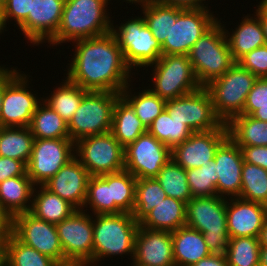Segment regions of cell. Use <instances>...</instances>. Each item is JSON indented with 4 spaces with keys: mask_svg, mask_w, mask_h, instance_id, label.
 <instances>
[{
    "mask_svg": "<svg viewBox=\"0 0 267 266\" xmlns=\"http://www.w3.org/2000/svg\"><path fill=\"white\" fill-rule=\"evenodd\" d=\"M10 232L23 244L51 257L60 266H66L55 224L43 221L28 211L11 219Z\"/></svg>",
    "mask_w": 267,
    "mask_h": 266,
    "instance_id": "4fadbf2b",
    "label": "cell"
},
{
    "mask_svg": "<svg viewBox=\"0 0 267 266\" xmlns=\"http://www.w3.org/2000/svg\"><path fill=\"white\" fill-rule=\"evenodd\" d=\"M108 3V0H65L57 33L48 42L50 46L111 32L114 23L107 13Z\"/></svg>",
    "mask_w": 267,
    "mask_h": 266,
    "instance_id": "7a4b0ae2",
    "label": "cell"
},
{
    "mask_svg": "<svg viewBox=\"0 0 267 266\" xmlns=\"http://www.w3.org/2000/svg\"><path fill=\"white\" fill-rule=\"evenodd\" d=\"M175 266H192L211 254L203 234L187 226L171 232Z\"/></svg>",
    "mask_w": 267,
    "mask_h": 266,
    "instance_id": "484cf974",
    "label": "cell"
},
{
    "mask_svg": "<svg viewBox=\"0 0 267 266\" xmlns=\"http://www.w3.org/2000/svg\"><path fill=\"white\" fill-rule=\"evenodd\" d=\"M260 247H267V219L265 220L259 234Z\"/></svg>",
    "mask_w": 267,
    "mask_h": 266,
    "instance_id": "6f0895ef",
    "label": "cell"
},
{
    "mask_svg": "<svg viewBox=\"0 0 267 266\" xmlns=\"http://www.w3.org/2000/svg\"><path fill=\"white\" fill-rule=\"evenodd\" d=\"M259 266H267V247H260Z\"/></svg>",
    "mask_w": 267,
    "mask_h": 266,
    "instance_id": "680465c9",
    "label": "cell"
},
{
    "mask_svg": "<svg viewBox=\"0 0 267 266\" xmlns=\"http://www.w3.org/2000/svg\"><path fill=\"white\" fill-rule=\"evenodd\" d=\"M257 7L258 8L255 9L256 10L255 13L260 19V23L263 28V33L265 35V39L267 42V9L261 3Z\"/></svg>",
    "mask_w": 267,
    "mask_h": 266,
    "instance_id": "db71d44e",
    "label": "cell"
},
{
    "mask_svg": "<svg viewBox=\"0 0 267 266\" xmlns=\"http://www.w3.org/2000/svg\"><path fill=\"white\" fill-rule=\"evenodd\" d=\"M241 181L242 187L239 198L267 206V170L243 162Z\"/></svg>",
    "mask_w": 267,
    "mask_h": 266,
    "instance_id": "ab89813d",
    "label": "cell"
},
{
    "mask_svg": "<svg viewBox=\"0 0 267 266\" xmlns=\"http://www.w3.org/2000/svg\"><path fill=\"white\" fill-rule=\"evenodd\" d=\"M260 243L255 237L230 238L225 251L229 266H259Z\"/></svg>",
    "mask_w": 267,
    "mask_h": 266,
    "instance_id": "b9f144b4",
    "label": "cell"
},
{
    "mask_svg": "<svg viewBox=\"0 0 267 266\" xmlns=\"http://www.w3.org/2000/svg\"><path fill=\"white\" fill-rule=\"evenodd\" d=\"M257 77L236 62L221 77L211 81L205 88L212 99L216 116L227 124L241 115L248 93Z\"/></svg>",
    "mask_w": 267,
    "mask_h": 266,
    "instance_id": "8992f818",
    "label": "cell"
},
{
    "mask_svg": "<svg viewBox=\"0 0 267 266\" xmlns=\"http://www.w3.org/2000/svg\"><path fill=\"white\" fill-rule=\"evenodd\" d=\"M167 197L187 203L193 196L187 182L186 170L172 158L162 167L155 177Z\"/></svg>",
    "mask_w": 267,
    "mask_h": 266,
    "instance_id": "d590c367",
    "label": "cell"
},
{
    "mask_svg": "<svg viewBox=\"0 0 267 266\" xmlns=\"http://www.w3.org/2000/svg\"><path fill=\"white\" fill-rule=\"evenodd\" d=\"M215 171L218 176L217 195L227 198L239 197L242 187L241 172L243 156L240 147L228 137L215 155Z\"/></svg>",
    "mask_w": 267,
    "mask_h": 266,
    "instance_id": "7402d4cb",
    "label": "cell"
},
{
    "mask_svg": "<svg viewBox=\"0 0 267 266\" xmlns=\"http://www.w3.org/2000/svg\"><path fill=\"white\" fill-rule=\"evenodd\" d=\"M51 92V96L42 98L51 109L57 112L67 123L79 107L83 96L88 92L67 78Z\"/></svg>",
    "mask_w": 267,
    "mask_h": 266,
    "instance_id": "d6a6232c",
    "label": "cell"
},
{
    "mask_svg": "<svg viewBox=\"0 0 267 266\" xmlns=\"http://www.w3.org/2000/svg\"><path fill=\"white\" fill-rule=\"evenodd\" d=\"M130 86L129 83L120 94L132 106L144 127L148 129L153 120L165 109L166 100L154 94L150 88L137 92L135 95L129 88Z\"/></svg>",
    "mask_w": 267,
    "mask_h": 266,
    "instance_id": "836d02e7",
    "label": "cell"
},
{
    "mask_svg": "<svg viewBox=\"0 0 267 266\" xmlns=\"http://www.w3.org/2000/svg\"><path fill=\"white\" fill-rule=\"evenodd\" d=\"M147 132L132 106L120 96L114 106L111 133L125 148Z\"/></svg>",
    "mask_w": 267,
    "mask_h": 266,
    "instance_id": "f1b7e54d",
    "label": "cell"
},
{
    "mask_svg": "<svg viewBox=\"0 0 267 266\" xmlns=\"http://www.w3.org/2000/svg\"><path fill=\"white\" fill-rule=\"evenodd\" d=\"M165 109L172 119L183 122L193 132L215 130L223 124L214 112L212 99L205 87L184 96L166 100Z\"/></svg>",
    "mask_w": 267,
    "mask_h": 266,
    "instance_id": "9a60e30c",
    "label": "cell"
},
{
    "mask_svg": "<svg viewBox=\"0 0 267 266\" xmlns=\"http://www.w3.org/2000/svg\"><path fill=\"white\" fill-rule=\"evenodd\" d=\"M133 262L143 266H175L171 232L139 226Z\"/></svg>",
    "mask_w": 267,
    "mask_h": 266,
    "instance_id": "44dd1931",
    "label": "cell"
},
{
    "mask_svg": "<svg viewBox=\"0 0 267 266\" xmlns=\"http://www.w3.org/2000/svg\"><path fill=\"white\" fill-rule=\"evenodd\" d=\"M118 45L123 53L127 66L134 70L137 67H148L162 56V46L153 37L143 16L128 19L120 26L112 25Z\"/></svg>",
    "mask_w": 267,
    "mask_h": 266,
    "instance_id": "ba28073f",
    "label": "cell"
},
{
    "mask_svg": "<svg viewBox=\"0 0 267 266\" xmlns=\"http://www.w3.org/2000/svg\"><path fill=\"white\" fill-rule=\"evenodd\" d=\"M186 225V203L166 197L150 210L139 226L152 230L175 231Z\"/></svg>",
    "mask_w": 267,
    "mask_h": 266,
    "instance_id": "4316f807",
    "label": "cell"
},
{
    "mask_svg": "<svg viewBox=\"0 0 267 266\" xmlns=\"http://www.w3.org/2000/svg\"><path fill=\"white\" fill-rule=\"evenodd\" d=\"M147 131L171 149L193 133L183 122L172 119L166 109L153 120Z\"/></svg>",
    "mask_w": 267,
    "mask_h": 266,
    "instance_id": "74e56055",
    "label": "cell"
},
{
    "mask_svg": "<svg viewBox=\"0 0 267 266\" xmlns=\"http://www.w3.org/2000/svg\"><path fill=\"white\" fill-rule=\"evenodd\" d=\"M0 266H6V232L0 233Z\"/></svg>",
    "mask_w": 267,
    "mask_h": 266,
    "instance_id": "11a10c76",
    "label": "cell"
},
{
    "mask_svg": "<svg viewBox=\"0 0 267 266\" xmlns=\"http://www.w3.org/2000/svg\"><path fill=\"white\" fill-rule=\"evenodd\" d=\"M90 177L91 175L87 169L74 157L51 177L44 186L68 201L76 209H83Z\"/></svg>",
    "mask_w": 267,
    "mask_h": 266,
    "instance_id": "603a6c76",
    "label": "cell"
},
{
    "mask_svg": "<svg viewBox=\"0 0 267 266\" xmlns=\"http://www.w3.org/2000/svg\"><path fill=\"white\" fill-rule=\"evenodd\" d=\"M6 25H5V20H4V6L3 2L0 1V34L6 31Z\"/></svg>",
    "mask_w": 267,
    "mask_h": 266,
    "instance_id": "91938a15",
    "label": "cell"
},
{
    "mask_svg": "<svg viewBox=\"0 0 267 266\" xmlns=\"http://www.w3.org/2000/svg\"><path fill=\"white\" fill-rule=\"evenodd\" d=\"M125 168L136 179L155 178L171 159V148L148 131L124 148Z\"/></svg>",
    "mask_w": 267,
    "mask_h": 266,
    "instance_id": "2e32d148",
    "label": "cell"
},
{
    "mask_svg": "<svg viewBox=\"0 0 267 266\" xmlns=\"http://www.w3.org/2000/svg\"><path fill=\"white\" fill-rule=\"evenodd\" d=\"M244 162L267 170V146H239Z\"/></svg>",
    "mask_w": 267,
    "mask_h": 266,
    "instance_id": "681fc988",
    "label": "cell"
},
{
    "mask_svg": "<svg viewBox=\"0 0 267 266\" xmlns=\"http://www.w3.org/2000/svg\"><path fill=\"white\" fill-rule=\"evenodd\" d=\"M77 209L56 224L66 266H93V216Z\"/></svg>",
    "mask_w": 267,
    "mask_h": 266,
    "instance_id": "8fae6325",
    "label": "cell"
},
{
    "mask_svg": "<svg viewBox=\"0 0 267 266\" xmlns=\"http://www.w3.org/2000/svg\"><path fill=\"white\" fill-rule=\"evenodd\" d=\"M34 140L29 127H0V156L13 158L27 165Z\"/></svg>",
    "mask_w": 267,
    "mask_h": 266,
    "instance_id": "4dcf8cb0",
    "label": "cell"
},
{
    "mask_svg": "<svg viewBox=\"0 0 267 266\" xmlns=\"http://www.w3.org/2000/svg\"><path fill=\"white\" fill-rule=\"evenodd\" d=\"M85 207L90 208L93 211L92 214L94 213L93 215L114 214V200H112L111 193V173L90 177L83 210Z\"/></svg>",
    "mask_w": 267,
    "mask_h": 266,
    "instance_id": "8d00e7d4",
    "label": "cell"
},
{
    "mask_svg": "<svg viewBox=\"0 0 267 266\" xmlns=\"http://www.w3.org/2000/svg\"><path fill=\"white\" fill-rule=\"evenodd\" d=\"M18 72L4 87L0 127H29L32 115L43 101L29 91V77Z\"/></svg>",
    "mask_w": 267,
    "mask_h": 266,
    "instance_id": "e0dca14e",
    "label": "cell"
},
{
    "mask_svg": "<svg viewBox=\"0 0 267 266\" xmlns=\"http://www.w3.org/2000/svg\"><path fill=\"white\" fill-rule=\"evenodd\" d=\"M17 176H27L26 164L13 158L0 156V183Z\"/></svg>",
    "mask_w": 267,
    "mask_h": 266,
    "instance_id": "c3c4849f",
    "label": "cell"
},
{
    "mask_svg": "<svg viewBox=\"0 0 267 266\" xmlns=\"http://www.w3.org/2000/svg\"><path fill=\"white\" fill-rule=\"evenodd\" d=\"M7 266H60L51 257L20 242L10 231L6 232Z\"/></svg>",
    "mask_w": 267,
    "mask_h": 266,
    "instance_id": "e575fe53",
    "label": "cell"
},
{
    "mask_svg": "<svg viewBox=\"0 0 267 266\" xmlns=\"http://www.w3.org/2000/svg\"><path fill=\"white\" fill-rule=\"evenodd\" d=\"M192 266H229L225 253L223 254H213L202 258L197 263Z\"/></svg>",
    "mask_w": 267,
    "mask_h": 266,
    "instance_id": "f5cc1de1",
    "label": "cell"
},
{
    "mask_svg": "<svg viewBox=\"0 0 267 266\" xmlns=\"http://www.w3.org/2000/svg\"><path fill=\"white\" fill-rule=\"evenodd\" d=\"M228 136L238 146H267V122L251 115H238L227 124Z\"/></svg>",
    "mask_w": 267,
    "mask_h": 266,
    "instance_id": "f546056e",
    "label": "cell"
},
{
    "mask_svg": "<svg viewBox=\"0 0 267 266\" xmlns=\"http://www.w3.org/2000/svg\"><path fill=\"white\" fill-rule=\"evenodd\" d=\"M120 96L115 92L88 91L68 122L70 139L76 143L88 136L111 132L113 110Z\"/></svg>",
    "mask_w": 267,
    "mask_h": 266,
    "instance_id": "52a82bcc",
    "label": "cell"
},
{
    "mask_svg": "<svg viewBox=\"0 0 267 266\" xmlns=\"http://www.w3.org/2000/svg\"><path fill=\"white\" fill-rule=\"evenodd\" d=\"M238 63L257 78L267 77V44L247 53Z\"/></svg>",
    "mask_w": 267,
    "mask_h": 266,
    "instance_id": "bcb514c9",
    "label": "cell"
},
{
    "mask_svg": "<svg viewBox=\"0 0 267 266\" xmlns=\"http://www.w3.org/2000/svg\"><path fill=\"white\" fill-rule=\"evenodd\" d=\"M157 3L179 7L182 9H208V6L204 5L206 0H154Z\"/></svg>",
    "mask_w": 267,
    "mask_h": 266,
    "instance_id": "f907efd6",
    "label": "cell"
},
{
    "mask_svg": "<svg viewBox=\"0 0 267 266\" xmlns=\"http://www.w3.org/2000/svg\"><path fill=\"white\" fill-rule=\"evenodd\" d=\"M137 179L126 169L111 173L114 214L133 213Z\"/></svg>",
    "mask_w": 267,
    "mask_h": 266,
    "instance_id": "60d3db41",
    "label": "cell"
},
{
    "mask_svg": "<svg viewBox=\"0 0 267 266\" xmlns=\"http://www.w3.org/2000/svg\"><path fill=\"white\" fill-rule=\"evenodd\" d=\"M226 217L230 238H258L267 219V206L239 197L226 198Z\"/></svg>",
    "mask_w": 267,
    "mask_h": 266,
    "instance_id": "ffe728a7",
    "label": "cell"
},
{
    "mask_svg": "<svg viewBox=\"0 0 267 266\" xmlns=\"http://www.w3.org/2000/svg\"><path fill=\"white\" fill-rule=\"evenodd\" d=\"M76 210L72 204L48 190L44 185L34 188L29 212L37 218L56 225Z\"/></svg>",
    "mask_w": 267,
    "mask_h": 266,
    "instance_id": "83f0119b",
    "label": "cell"
},
{
    "mask_svg": "<svg viewBox=\"0 0 267 266\" xmlns=\"http://www.w3.org/2000/svg\"><path fill=\"white\" fill-rule=\"evenodd\" d=\"M34 188L28 176H17L0 183V208L10 220L30 211Z\"/></svg>",
    "mask_w": 267,
    "mask_h": 266,
    "instance_id": "cb8c5ba5",
    "label": "cell"
},
{
    "mask_svg": "<svg viewBox=\"0 0 267 266\" xmlns=\"http://www.w3.org/2000/svg\"><path fill=\"white\" fill-rule=\"evenodd\" d=\"M65 0H33L31 12L19 26L21 32L34 45L49 42L57 33Z\"/></svg>",
    "mask_w": 267,
    "mask_h": 266,
    "instance_id": "d6986e66",
    "label": "cell"
},
{
    "mask_svg": "<svg viewBox=\"0 0 267 266\" xmlns=\"http://www.w3.org/2000/svg\"><path fill=\"white\" fill-rule=\"evenodd\" d=\"M146 25L153 37L162 45L171 30V6L151 1L142 6Z\"/></svg>",
    "mask_w": 267,
    "mask_h": 266,
    "instance_id": "ee69618b",
    "label": "cell"
},
{
    "mask_svg": "<svg viewBox=\"0 0 267 266\" xmlns=\"http://www.w3.org/2000/svg\"><path fill=\"white\" fill-rule=\"evenodd\" d=\"M187 182L193 197H209L217 195L218 176L215 171V160L199 168L186 170Z\"/></svg>",
    "mask_w": 267,
    "mask_h": 266,
    "instance_id": "7bdbcfd3",
    "label": "cell"
},
{
    "mask_svg": "<svg viewBox=\"0 0 267 266\" xmlns=\"http://www.w3.org/2000/svg\"><path fill=\"white\" fill-rule=\"evenodd\" d=\"M17 68H5L2 65L0 66V114L2 109L3 95H4V87L5 85L19 72Z\"/></svg>",
    "mask_w": 267,
    "mask_h": 266,
    "instance_id": "816d5d0a",
    "label": "cell"
},
{
    "mask_svg": "<svg viewBox=\"0 0 267 266\" xmlns=\"http://www.w3.org/2000/svg\"><path fill=\"white\" fill-rule=\"evenodd\" d=\"M228 137L224 123L215 130L193 132L171 149V158L185 170L199 168L215 158L218 147Z\"/></svg>",
    "mask_w": 267,
    "mask_h": 266,
    "instance_id": "ac0fdd59",
    "label": "cell"
},
{
    "mask_svg": "<svg viewBox=\"0 0 267 266\" xmlns=\"http://www.w3.org/2000/svg\"><path fill=\"white\" fill-rule=\"evenodd\" d=\"M74 157L75 143L70 138L35 139L27 176L35 186L44 185Z\"/></svg>",
    "mask_w": 267,
    "mask_h": 266,
    "instance_id": "5bb4252c",
    "label": "cell"
},
{
    "mask_svg": "<svg viewBox=\"0 0 267 266\" xmlns=\"http://www.w3.org/2000/svg\"><path fill=\"white\" fill-rule=\"evenodd\" d=\"M29 128L35 139L70 138L68 123L43 101L33 113Z\"/></svg>",
    "mask_w": 267,
    "mask_h": 266,
    "instance_id": "1f68e13d",
    "label": "cell"
},
{
    "mask_svg": "<svg viewBox=\"0 0 267 266\" xmlns=\"http://www.w3.org/2000/svg\"><path fill=\"white\" fill-rule=\"evenodd\" d=\"M152 66L151 91L164 100L175 99L201 88L188 55H162ZM154 74V75H153Z\"/></svg>",
    "mask_w": 267,
    "mask_h": 266,
    "instance_id": "9c48e42d",
    "label": "cell"
},
{
    "mask_svg": "<svg viewBox=\"0 0 267 266\" xmlns=\"http://www.w3.org/2000/svg\"><path fill=\"white\" fill-rule=\"evenodd\" d=\"M75 157L91 176L114 173L125 168L124 147L111 132L78 140L75 143Z\"/></svg>",
    "mask_w": 267,
    "mask_h": 266,
    "instance_id": "7c38bea8",
    "label": "cell"
},
{
    "mask_svg": "<svg viewBox=\"0 0 267 266\" xmlns=\"http://www.w3.org/2000/svg\"><path fill=\"white\" fill-rule=\"evenodd\" d=\"M245 16L232 34L224 27L229 49L235 62L247 53L267 44L260 19L257 15Z\"/></svg>",
    "mask_w": 267,
    "mask_h": 266,
    "instance_id": "d4e9b609",
    "label": "cell"
},
{
    "mask_svg": "<svg viewBox=\"0 0 267 266\" xmlns=\"http://www.w3.org/2000/svg\"><path fill=\"white\" fill-rule=\"evenodd\" d=\"M261 3L267 9V0H262Z\"/></svg>",
    "mask_w": 267,
    "mask_h": 266,
    "instance_id": "6125c7cd",
    "label": "cell"
},
{
    "mask_svg": "<svg viewBox=\"0 0 267 266\" xmlns=\"http://www.w3.org/2000/svg\"><path fill=\"white\" fill-rule=\"evenodd\" d=\"M109 2L111 0H108ZM125 1V0H124ZM153 0H126L127 3H135V4H138V5H141L142 6H145L147 3L151 2Z\"/></svg>",
    "mask_w": 267,
    "mask_h": 266,
    "instance_id": "94428289",
    "label": "cell"
},
{
    "mask_svg": "<svg viewBox=\"0 0 267 266\" xmlns=\"http://www.w3.org/2000/svg\"><path fill=\"white\" fill-rule=\"evenodd\" d=\"M203 234L208 250L223 254L228 249L226 198L214 195L192 197L186 203V225Z\"/></svg>",
    "mask_w": 267,
    "mask_h": 266,
    "instance_id": "5b68a950",
    "label": "cell"
},
{
    "mask_svg": "<svg viewBox=\"0 0 267 266\" xmlns=\"http://www.w3.org/2000/svg\"><path fill=\"white\" fill-rule=\"evenodd\" d=\"M74 44L66 73L69 81L87 91L115 93H121L131 83V69L112 32L79 39Z\"/></svg>",
    "mask_w": 267,
    "mask_h": 266,
    "instance_id": "6da1fadb",
    "label": "cell"
},
{
    "mask_svg": "<svg viewBox=\"0 0 267 266\" xmlns=\"http://www.w3.org/2000/svg\"><path fill=\"white\" fill-rule=\"evenodd\" d=\"M217 20L209 9L171 6V30L161 45L162 55H188L194 43Z\"/></svg>",
    "mask_w": 267,
    "mask_h": 266,
    "instance_id": "30bf717a",
    "label": "cell"
},
{
    "mask_svg": "<svg viewBox=\"0 0 267 266\" xmlns=\"http://www.w3.org/2000/svg\"><path fill=\"white\" fill-rule=\"evenodd\" d=\"M188 57L201 87L221 77L236 63L220 19L194 43Z\"/></svg>",
    "mask_w": 267,
    "mask_h": 266,
    "instance_id": "277c9868",
    "label": "cell"
},
{
    "mask_svg": "<svg viewBox=\"0 0 267 266\" xmlns=\"http://www.w3.org/2000/svg\"><path fill=\"white\" fill-rule=\"evenodd\" d=\"M10 219L0 208V232L5 233L10 231Z\"/></svg>",
    "mask_w": 267,
    "mask_h": 266,
    "instance_id": "9f6ffc18",
    "label": "cell"
},
{
    "mask_svg": "<svg viewBox=\"0 0 267 266\" xmlns=\"http://www.w3.org/2000/svg\"><path fill=\"white\" fill-rule=\"evenodd\" d=\"M93 218V266L104 257L129 254L133 260L139 223L130 213L98 214ZM112 255V256H111Z\"/></svg>",
    "mask_w": 267,
    "mask_h": 266,
    "instance_id": "3957f363",
    "label": "cell"
},
{
    "mask_svg": "<svg viewBox=\"0 0 267 266\" xmlns=\"http://www.w3.org/2000/svg\"><path fill=\"white\" fill-rule=\"evenodd\" d=\"M241 114L267 122V77L257 78L247 95Z\"/></svg>",
    "mask_w": 267,
    "mask_h": 266,
    "instance_id": "f6af8a7d",
    "label": "cell"
},
{
    "mask_svg": "<svg viewBox=\"0 0 267 266\" xmlns=\"http://www.w3.org/2000/svg\"><path fill=\"white\" fill-rule=\"evenodd\" d=\"M166 197V192L156 178L137 179L135 205L132 213L135 221L140 223L150 210Z\"/></svg>",
    "mask_w": 267,
    "mask_h": 266,
    "instance_id": "f35d334b",
    "label": "cell"
},
{
    "mask_svg": "<svg viewBox=\"0 0 267 266\" xmlns=\"http://www.w3.org/2000/svg\"><path fill=\"white\" fill-rule=\"evenodd\" d=\"M131 264H132L131 266H143V265H140V264H137V263H134V262H132Z\"/></svg>",
    "mask_w": 267,
    "mask_h": 266,
    "instance_id": "be15d7a7",
    "label": "cell"
},
{
    "mask_svg": "<svg viewBox=\"0 0 267 266\" xmlns=\"http://www.w3.org/2000/svg\"><path fill=\"white\" fill-rule=\"evenodd\" d=\"M33 0H6L3 2L4 6V20L9 22V19H13L17 27H19L28 17L31 12V5Z\"/></svg>",
    "mask_w": 267,
    "mask_h": 266,
    "instance_id": "7dc6e473",
    "label": "cell"
}]
</instances>
